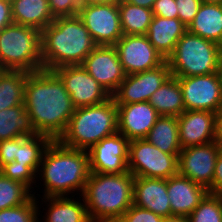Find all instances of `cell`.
Masks as SVG:
<instances>
[{
    "instance_id": "46",
    "label": "cell",
    "mask_w": 222,
    "mask_h": 222,
    "mask_svg": "<svg viewBox=\"0 0 222 222\" xmlns=\"http://www.w3.org/2000/svg\"><path fill=\"white\" fill-rule=\"evenodd\" d=\"M202 3H215V4H222V0H201Z\"/></svg>"
},
{
    "instance_id": "41",
    "label": "cell",
    "mask_w": 222,
    "mask_h": 222,
    "mask_svg": "<svg viewBox=\"0 0 222 222\" xmlns=\"http://www.w3.org/2000/svg\"><path fill=\"white\" fill-rule=\"evenodd\" d=\"M13 23L11 3L5 0H0V30Z\"/></svg>"
},
{
    "instance_id": "10",
    "label": "cell",
    "mask_w": 222,
    "mask_h": 222,
    "mask_svg": "<svg viewBox=\"0 0 222 222\" xmlns=\"http://www.w3.org/2000/svg\"><path fill=\"white\" fill-rule=\"evenodd\" d=\"M171 77L167 60L160 66L131 75L111 95L116 105L149 101L152 94Z\"/></svg>"
},
{
    "instance_id": "22",
    "label": "cell",
    "mask_w": 222,
    "mask_h": 222,
    "mask_svg": "<svg viewBox=\"0 0 222 222\" xmlns=\"http://www.w3.org/2000/svg\"><path fill=\"white\" fill-rule=\"evenodd\" d=\"M186 31L187 27L178 18L153 16L146 36L153 47L167 60Z\"/></svg>"
},
{
    "instance_id": "24",
    "label": "cell",
    "mask_w": 222,
    "mask_h": 222,
    "mask_svg": "<svg viewBox=\"0 0 222 222\" xmlns=\"http://www.w3.org/2000/svg\"><path fill=\"white\" fill-rule=\"evenodd\" d=\"M187 31L222 46V4L202 3Z\"/></svg>"
},
{
    "instance_id": "1",
    "label": "cell",
    "mask_w": 222,
    "mask_h": 222,
    "mask_svg": "<svg viewBox=\"0 0 222 222\" xmlns=\"http://www.w3.org/2000/svg\"><path fill=\"white\" fill-rule=\"evenodd\" d=\"M24 105L37 134L52 140H58L65 132L75 111L60 77L46 69L28 73Z\"/></svg>"
},
{
    "instance_id": "28",
    "label": "cell",
    "mask_w": 222,
    "mask_h": 222,
    "mask_svg": "<svg viewBox=\"0 0 222 222\" xmlns=\"http://www.w3.org/2000/svg\"><path fill=\"white\" fill-rule=\"evenodd\" d=\"M28 73L21 70H0V111L24 104Z\"/></svg>"
},
{
    "instance_id": "47",
    "label": "cell",
    "mask_w": 222,
    "mask_h": 222,
    "mask_svg": "<svg viewBox=\"0 0 222 222\" xmlns=\"http://www.w3.org/2000/svg\"><path fill=\"white\" fill-rule=\"evenodd\" d=\"M218 73L220 75L221 83H222V54H221V58H220V65H219Z\"/></svg>"
},
{
    "instance_id": "35",
    "label": "cell",
    "mask_w": 222,
    "mask_h": 222,
    "mask_svg": "<svg viewBox=\"0 0 222 222\" xmlns=\"http://www.w3.org/2000/svg\"><path fill=\"white\" fill-rule=\"evenodd\" d=\"M117 222H163V217L133 204Z\"/></svg>"
},
{
    "instance_id": "37",
    "label": "cell",
    "mask_w": 222,
    "mask_h": 222,
    "mask_svg": "<svg viewBox=\"0 0 222 222\" xmlns=\"http://www.w3.org/2000/svg\"><path fill=\"white\" fill-rule=\"evenodd\" d=\"M178 8V19L188 27L195 18L202 4L201 0H175Z\"/></svg>"
},
{
    "instance_id": "7",
    "label": "cell",
    "mask_w": 222,
    "mask_h": 222,
    "mask_svg": "<svg viewBox=\"0 0 222 222\" xmlns=\"http://www.w3.org/2000/svg\"><path fill=\"white\" fill-rule=\"evenodd\" d=\"M222 46L186 31L167 59L171 76L191 77L217 73Z\"/></svg>"
},
{
    "instance_id": "20",
    "label": "cell",
    "mask_w": 222,
    "mask_h": 222,
    "mask_svg": "<svg viewBox=\"0 0 222 222\" xmlns=\"http://www.w3.org/2000/svg\"><path fill=\"white\" fill-rule=\"evenodd\" d=\"M133 204L162 217L171 216L167 179L134 177Z\"/></svg>"
},
{
    "instance_id": "8",
    "label": "cell",
    "mask_w": 222,
    "mask_h": 222,
    "mask_svg": "<svg viewBox=\"0 0 222 222\" xmlns=\"http://www.w3.org/2000/svg\"><path fill=\"white\" fill-rule=\"evenodd\" d=\"M128 171L134 177L168 179L178 174V155L167 154L146 139L129 141Z\"/></svg>"
},
{
    "instance_id": "21",
    "label": "cell",
    "mask_w": 222,
    "mask_h": 222,
    "mask_svg": "<svg viewBox=\"0 0 222 222\" xmlns=\"http://www.w3.org/2000/svg\"><path fill=\"white\" fill-rule=\"evenodd\" d=\"M209 193L208 189L180 174L167 179L172 215L189 216Z\"/></svg>"
},
{
    "instance_id": "44",
    "label": "cell",
    "mask_w": 222,
    "mask_h": 222,
    "mask_svg": "<svg viewBox=\"0 0 222 222\" xmlns=\"http://www.w3.org/2000/svg\"><path fill=\"white\" fill-rule=\"evenodd\" d=\"M125 1L136 6L152 9L153 4L155 3L156 0H125Z\"/></svg>"
},
{
    "instance_id": "23",
    "label": "cell",
    "mask_w": 222,
    "mask_h": 222,
    "mask_svg": "<svg viewBox=\"0 0 222 222\" xmlns=\"http://www.w3.org/2000/svg\"><path fill=\"white\" fill-rule=\"evenodd\" d=\"M15 24L35 28L40 32L54 21L48 0H15L11 3Z\"/></svg>"
},
{
    "instance_id": "43",
    "label": "cell",
    "mask_w": 222,
    "mask_h": 222,
    "mask_svg": "<svg viewBox=\"0 0 222 222\" xmlns=\"http://www.w3.org/2000/svg\"><path fill=\"white\" fill-rule=\"evenodd\" d=\"M78 2L80 7H84L99 4L118 5L121 0H78Z\"/></svg>"
},
{
    "instance_id": "2",
    "label": "cell",
    "mask_w": 222,
    "mask_h": 222,
    "mask_svg": "<svg viewBox=\"0 0 222 222\" xmlns=\"http://www.w3.org/2000/svg\"><path fill=\"white\" fill-rule=\"evenodd\" d=\"M90 173L87 150L69 148L52 140L43 154L36 179L43 182L39 184L42 197L81 196Z\"/></svg>"
},
{
    "instance_id": "42",
    "label": "cell",
    "mask_w": 222,
    "mask_h": 222,
    "mask_svg": "<svg viewBox=\"0 0 222 222\" xmlns=\"http://www.w3.org/2000/svg\"><path fill=\"white\" fill-rule=\"evenodd\" d=\"M214 141L222 148V108L215 113Z\"/></svg>"
},
{
    "instance_id": "32",
    "label": "cell",
    "mask_w": 222,
    "mask_h": 222,
    "mask_svg": "<svg viewBox=\"0 0 222 222\" xmlns=\"http://www.w3.org/2000/svg\"><path fill=\"white\" fill-rule=\"evenodd\" d=\"M189 222H222V194L208 193L188 216Z\"/></svg>"
},
{
    "instance_id": "38",
    "label": "cell",
    "mask_w": 222,
    "mask_h": 222,
    "mask_svg": "<svg viewBox=\"0 0 222 222\" xmlns=\"http://www.w3.org/2000/svg\"><path fill=\"white\" fill-rule=\"evenodd\" d=\"M151 10L153 16L178 18V8L175 0H156Z\"/></svg>"
},
{
    "instance_id": "6",
    "label": "cell",
    "mask_w": 222,
    "mask_h": 222,
    "mask_svg": "<svg viewBox=\"0 0 222 222\" xmlns=\"http://www.w3.org/2000/svg\"><path fill=\"white\" fill-rule=\"evenodd\" d=\"M43 69L41 32L11 24L0 30V70L37 72Z\"/></svg>"
},
{
    "instance_id": "3",
    "label": "cell",
    "mask_w": 222,
    "mask_h": 222,
    "mask_svg": "<svg viewBox=\"0 0 222 222\" xmlns=\"http://www.w3.org/2000/svg\"><path fill=\"white\" fill-rule=\"evenodd\" d=\"M97 46L78 16L55 18L41 31L43 69L81 65Z\"/></svg>"
},
{
    "instance_id": "34",
    "label": "cell",
    "mask_w": 222,
    "mask_h": 222,
    "mask_svg": "<svg viewBox=\"0 0 222 222\" xmlns=\"http://www.w3.org/2000/svg\"><path fill=\"white\" fill-rule=\"evenodd\" d=\"M0 172L9 179L23 183L33 193V196H35V192H33L35 191L33 190L35 188L33 185H36L35 187L37 188L39 185L35 184L37 183V173L31 167L28 165H21L19 162L14 160L11 163L4 165L0 169Z\"/></svg>"
},
{
    "instance_id": "48",
    "label": "cell",
    "mask_w": 222,
    "mask_h": 222,
    "mask_svg": "<svg viewBox=\"0 0 222 222\" xmlns=\"http://www.w3.org/2000/svg\"><path fill=\"white\" fill-rule=\"evenodd\" d=\"M5 1H8V2L12 3V2L15 1V0H5Z\"/></svg>"
},
{
    "instance_id": "39",
    "label": "cell",
    "mask_w": 222,
    "mask_h": 222,
    "mask_svg": "<svg viewBox=\"0 0 222 222\" xmlns=\"http://www.w3.org/2000/svg\"><path fill=\"white\" fill-rule=\"evenodd\" d=\"M17 138L0 141V169L15 160Z\"/></svg>"
},
{
    "instance_id": "17",
    "label": "cell",
    "mask_w": 222,
    "mask_h": 222,
    "mask_svg": "<svg viewBox=\"0 0 222 222\" xmlns=\"http://www.w3.org/2000/svg\"><path fill=\"white\" fill-rule=\"evenodd\" d=\"M159 117L149 101L117 105L118 132L129 141L145 139Z\"/></svg>"
},
{
    "instance_id": "11",
    "label": "cell",
    "mask_w": 222,
    "mask_h": 222,
    "mask_svg": "<svg viewBox=\"0 0 222 222\" xmlns=\"http://www.w3.org/2000/svg\"><path fill=\"white\" fill-rule=\"evenodd\" d=\"M62 80L75 108L98 105L111 95L81 66H62L53 70Z\"/></svg>"
},
{
    "instance_id": "19",
    "label": "cell",
    "mask_w": 222,
    "mask_h": 222,
    "mask_svg": "<svg viewBox=\"0 0 222 222\" xmlns=\"http://www.w3.org/2000/svg\"><path fill=\"white\" fill-rule=\"evenodd\" d=\"M36 195L38 197H34H40L41 199L39 203L40 205L37 204L38 217L40 216V218H38V222H92L88 216L84 199L82 196L80 197V195L79 198L76 196L77 199L74 197L75 195L53 197H41L39 194ZM43 203L45 204V208L43 207ZM41 204L43 207L42 211L46 210L44 215H42V211L40 210Z\"/></svg>"
},
{
    "instance_id": "33",
    "label": "cell",
    "mask_w": 222,
    "mask_h": 222,
    "mask_svg": "<svg viewBox=\"0 0 222 222\" xmlns=\"http://www.w3.org/2000/svg\"><path fill=\"white\" fill-rule=\"evenodd\" d=\"M39 201L32 196L22 205L0 210V222H38Z\"/></svg>"
},
{
    "instance_id": "14",
    "label": "cell",
    "mask_w": 222,
    "mask_h": 222,
    "mask_svg": "<svg viewBox=\"0 0 222 222\" xmlns=\"http://www.w3.org/2000/svg\"><path fill=\"white\" fill-rule=\"evenodd\" d=\"M221 149L215 141L183 148L178 155V174L208 189L212 185Z\"/></svg>"
},
{
    "instance_id": "45",
    "label": "cell",
    "mask_w": 222,
    "mask_h": 222,
    "mask_svg": "<svg viewBox=\"0 0 222 222\" xmlns=\"http://www.w3.org/2000/svg\"><path fill=\"white\" fill-rule=\"evenodd\" d=\"M163 222H189L187 216L171 215L163 217Z\"/></svg>"
},
{
    "instance_id": "31",
    "label": "cell",
    "mask_w": 222,
    "mask_h": 222,
    "mask_svg": "<svg viewBox=\"0 0 222 222\" xmlns=\"http://www.w3.org/2000/svg\"><path fill=\"white\" fill-rule=\"evenodd\" d=\"M33 193L23 184L0 172V210L26 203Z\"/></svg>"
},
{
    "instance_id": "36",
    "label": "cell",
    "mask_w": 222,
    "mask_h": 222,
    "mask_svg": "<svg viewBox=\"0 0 222 222\" xmlns=\"http://www.w3.org/2000/svg\"><path fill=\"white\" fill-rule=\"evenodd\" d=\"M49 8L54 18L73 17L79 12L78 0H48Z\"/></svg>"
},
{
    "instance_id": "25",
    "label": "cell",
    "mask_w": 222,
    "mask_h": 222,
    "mask_svg": "<svg viewBox=\"0 0 222 222\" xmlns=\"http://www.w3.org/2000/svg\"><path fill=\"white\" fill-rule=\"evenodd\" d=\"M149 103L160 116H180L185 111L179 81L171 76L151 96Z\"/></svg>"
},
{
    "instance_id": "40",
    "label": "cell",
    "mask_w": 222,
    "mask_h": 222,
    "mask_svg": "<svg viewBox=\"0 0 222 222\" xmlns=\"http://www.w3.org/2000/svg\"><path fill=\"white\" fill-rule=\"evenodd\" d=\"M209 193L222 194V149L216 160L212 185L208 188Z\"/></svg>"
},
{
    "instance_id": "5",
    "label": "cell",
    "mask_w": 222,
    "mask_h": 222,
    "mask_svg": "<svg viewBox=\"0 0 222 222\" xmlns=\"http://www.w3.org/2000/svg\"><path fill=\"white\" fill-rule=\"evenodd\" d=\"M116 132L117 105L110 97L98 105L75 108L58 141L69 148L89 150L94 144Z\"/></svg>"
},
{
    "instance_id": "18",
    "label": "cell",
    "mask_w": 222,
    "mask_h": 222,
    "mask_svg": "<svg viewBox=\"0 0 222 222\" xmlns=\"http://www.w3.org/2000/svg\"><path fill=\"white\" fill-rule=\"evenodd\" d=\"M177 120L182 149L214 141L215 112L185 110Z\"/></svg>"
},
{
    "instance_id": "4",
    "label": "cell",
    "mask_w": 222,
    "mask_h": 222,
    "mask_svg": "<svg viewBox=\"0 0 222 222\" xmlns=\"http://www.w3.org/2000/svg\"><path fill=\"white\" fill-rule=\"evenodd\" d=\"M134 175L91 172L82 193L92 222H117L133 205Z\"/></svg>"
},
{
    "instance_id": "13",
    "label": "cell",
    "mask_w": 222,
    "mask_h": 222,
    "mask_svg": "<svg viewBox=\"0 0 222 222\" xmlns=\"http://www.w3.org/2000/svg\"><path fill=\"white\" fill-rule=\"evenodd\" d=\"M77 16L97 45L114 46L123 36L118 5L80 7Z\"/></svg>"
},
{
    "instance_id": "26",
    "label": "cell",
    "mask_w": 222,
    "mask_h": 222,
    "mask_svg": "<svg viewBox=\"0 0 222 222\" xmlns=\"http://www.w3.org/2000/svg\"><path fill=\"white\" fill-rule=\"evenodd\" d=\"M36 134L24 104L0 111V141Z\"/></svg>"
},
{
    "instance_id": "30",
    "label": "cell",
    "mask_w": 222,
    "mask_h": 222,
    "mask_svg": "<svg viewBox=\"0 0 222 222\" xmlns=\"http://www.w3.org/2000/svg\"><path fill=\"white\" fill-rule=\"evenodd\" d=\"M51 141L50 137L43 134L17 137L15 161L21 165H28L37 173L43 154Z\"/></svg>"
},
{
    "instance_id": "16",
    "label": "cell",
    "mask_w": 222,
    "mask_h": 222,
    "mask_svg": "<svg viewBox=\"0 0 222 222\" xmlns=\"http://www.w3.org/2000/svg\"><path fill=\"white\" fill-rule=\"evenodd\" d=\"M81 66L112 95L125 79L116 48L98 45L82 62Z\"/></svg>"
},
{
    "instance_id": "27",
    "label": "cell",
    "mask_w": 222,
    "mask_h": 222,
    "mask_svg": "<svg viewBox=\"0 0 222 222\" xmlns=\"http://www.w3.org/2000/svg\"><path fill=\"white\" fill-rule=\"evenodd\" d=\"M145 139L167 154L179 155L182 147L177 117L160 116Z\"/></svg>"
},
{
    "instance_id": "29",
    "label": "cell",
    "mask_w": 222,
    "mask_h": 222,
    "mask_svg": "<svg viewBox=\"0 0 222 222\" xmlns=\"http://www.w3.org/2000/svg\"><path fill=\"white\" fill-rule=\"evenodd\" d=\"M123 35H146L153 18L149 8L136 6L121 0L118 4Z\"/></svg>"
},
{
    "instance_id": "12",
    "label": "cell",
    "mask_w": 222,
    "mask_h": 222,
    "mask_svg": "<svg viewBox=\"0 0 222 222\" xmlns=\"http://www.w3.org/2000/svg\"><path fill=\"white\" fill-rule=\"evenodd\" d=\"M114 47L126 75L156 68L166 61L146 35H123Z\"/></svg>"
},
{
    "instance_id": "15",
    "label": "cell",
    "mask_w": 222,
    "mask_h": 222,
    "mask_svg": "<svg viewBox=\"0 0 222 222\" xmlns=\"http://www.w3.org/2000/svg\"><path fill=\"white\" fill-rule=\"evenodd\" d=\"M88 151L90 171L103 174L128 172L129 140L116 132L94 144Z\"/></svg>"
},
{
    "instance_id": "9",
    "label": "cell",
    "mask_w": 222,
    "mask_h": 222,
    "mask_svg": "<svg viewBox=\"0 0 222 222\" xmlns=\"http://www.w3.org/2000/svg\"><path fill=\"white\" fill-rule=\"evenodd\" d=\"M176 78L182 89L185 110L216 113L222 108V83L218 72Z\"/></svg>"
}]
</instances>
